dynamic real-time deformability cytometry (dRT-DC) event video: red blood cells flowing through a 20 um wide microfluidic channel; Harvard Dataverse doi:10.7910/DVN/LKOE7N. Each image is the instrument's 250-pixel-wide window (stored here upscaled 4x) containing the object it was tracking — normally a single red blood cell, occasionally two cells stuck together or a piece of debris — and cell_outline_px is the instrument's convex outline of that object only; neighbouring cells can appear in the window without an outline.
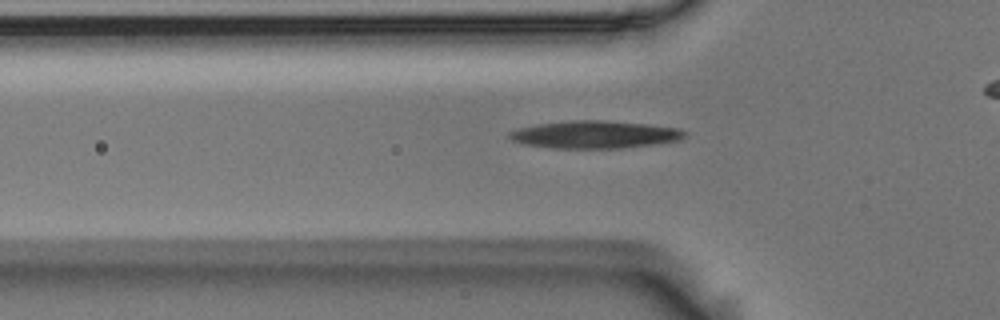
{"species": "Egyptian fruit bat (a non-hibernating species)", "species_latin": "Rousettus aegyptiacus", "temperature_condition": "room temperature", "stored_images_in_passage": 38, "camera_frame_rate_fps": 3000, "um_per_image_px": 0.085, "animal": {"sex": "male"}, "frame": {"image": 1, "passage_image": 8, "time_ms": 2.333, "image_size_px": [1000, 320], "cell_outline_px": [[688, 136], [680, 140], [652, 144], [620, 148], [552, 148], [524, 144], [512, 140], [508, 136], [508, 132], [520, 128], [540, 124], [572, 120], [604, 120], [648, 124], [680, 128], [688, 132]], "centroid_in_image_um": [50.61, 11.43], "position_along_channel_um": 75.2, "area_um2": 28.15}}
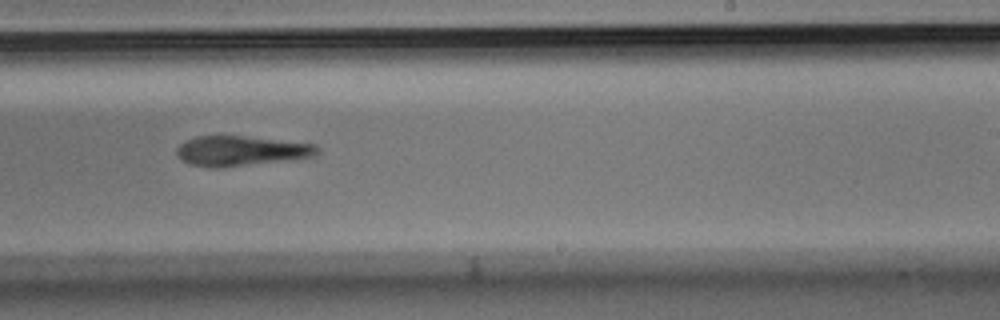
{"frame": {"image": 2, "passage_image": 24, "time_ms": 7.667, "image_size_px": [1000, 320], "cell_outline_px": [[320, 152], [316, 156], [220, 168], [212, 168], [192, 164], [180, 160], [176, 156], [176, 148], [180, 144], [196, 136], [244, 136], [316, 144], [320, 148]], "centroid_in_image_um": [20.48, 12.82], "position_along_channel_um": 268.5, "area_um2": 24.51}}
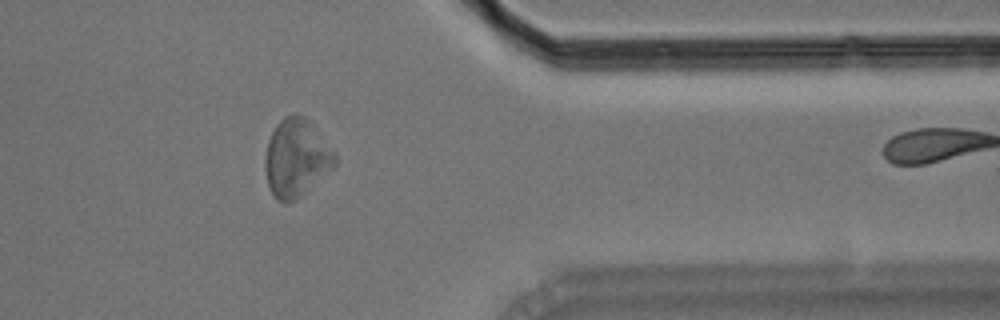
{"frame": {"image": 3, "passage_image": 35, "time_ms": 11.333, "image_size_px": [1000, 320], "cell_outline_px": [[336, 164], [332, 168], [296, 200], [276, 200], [272, 196], [268, 184], [264, 164], [264, 160], [268, 140], [276, 124], [284, 116], [292, 112], [304, 116], [312, 124], [336, 152]], "centroid_in_image_um": [25.17, 13.39], "position_along_channel_um": 386.2, "area_um2": 31.56}, "authors_computed_cell_mechanics": {"area_um2": 26.7614, "velocity_mm_per_s": 3.6092, "shape_relaxation_time_tau1_ms": 3.0264, "shape_relaxation_time_tau2_ms": 10.0472, "deformation_change_tau1": 0.1111, "deformation_change_tau2": 0.1925}}